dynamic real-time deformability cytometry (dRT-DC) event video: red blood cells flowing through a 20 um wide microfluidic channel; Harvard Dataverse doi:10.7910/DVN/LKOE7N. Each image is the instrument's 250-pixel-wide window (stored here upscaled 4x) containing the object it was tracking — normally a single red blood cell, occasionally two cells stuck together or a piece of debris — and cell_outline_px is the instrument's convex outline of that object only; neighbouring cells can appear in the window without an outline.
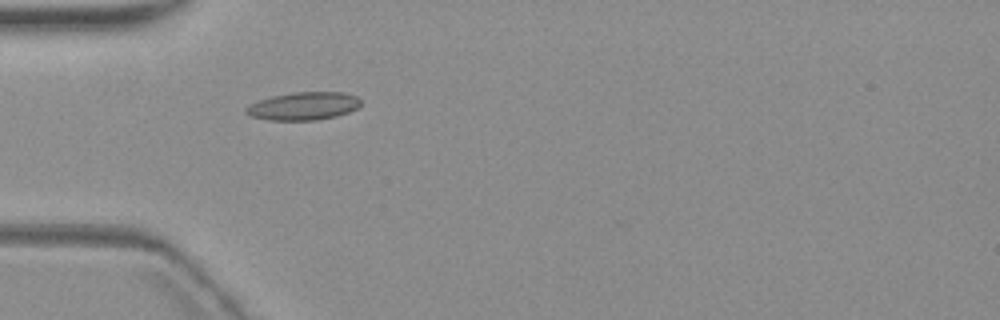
{"species": "common noctule bat (a hibernating species)", "species_latin": "Nyctalus noctula", "temperature_condition": "warm", "stored_images_in_passage": 1, "camera_frame_rate_fps": 3000, "um_per_image_px": 0.085, "animal": {"sex": "female", "body_mass_g": 19.3, "forearm_length_mm": 54.1}, "frame": {"image": 1, "passage_image": 1, "time_ms": 0.0, "image_size_px": [1000, 320], "cell_outline_px": [[360, 104], [356, 108], [348, 112], [336, 116], [316, 120], [268, 120], [252, 116], [244, 112], [244, 108], [260, 100], [272, 96], [292, 92], [344, 92], [356, 96], [360, 100]], "centroid_in_image_um": [25.79, 9.01], "position_along_channel_um": 59.2, "area_um2": 18.55}}